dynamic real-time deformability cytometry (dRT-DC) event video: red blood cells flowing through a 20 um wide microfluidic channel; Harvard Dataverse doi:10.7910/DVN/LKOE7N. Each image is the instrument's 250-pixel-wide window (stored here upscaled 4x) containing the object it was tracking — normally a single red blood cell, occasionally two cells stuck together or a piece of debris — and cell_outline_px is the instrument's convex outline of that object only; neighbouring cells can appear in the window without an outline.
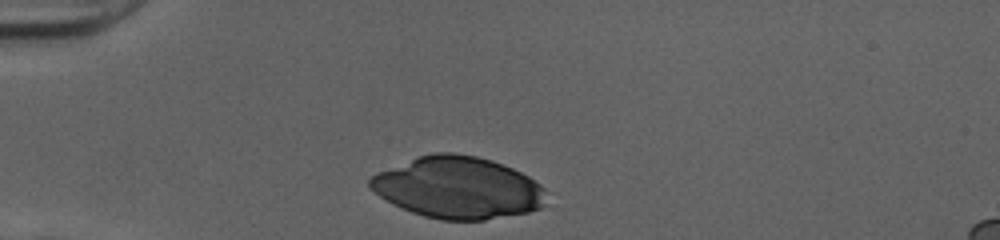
{"species": "human", "species_latin": "Homo sapiens", "temperature_condition": "cold", "stored_images_in_passage": 29, "camera_frame_rate_fps": 3000, "um_per_image_px": 0.085, "donor": {"sex": "female"}, "frame": {"image": 1, "passage_image": 1, "time_ms": 0.0, "image_size_px": [1000, 240], "cell_outline_px": [[544, 208], [528, 212], [484, 220], [440, 220], [424, 216], [412, 212], [380, 196], [368, 188], [368, 180], [376, 172], [420, 156], [436, 152], [452, 152], [476, 156], [492, 160], [504, 164], [528, 176], [540, 184], [544, 188]], "centroid_in_image_um": [38.93, 15.95], "position_along_channel_um": 46.1, "area_um2": 63.29}}